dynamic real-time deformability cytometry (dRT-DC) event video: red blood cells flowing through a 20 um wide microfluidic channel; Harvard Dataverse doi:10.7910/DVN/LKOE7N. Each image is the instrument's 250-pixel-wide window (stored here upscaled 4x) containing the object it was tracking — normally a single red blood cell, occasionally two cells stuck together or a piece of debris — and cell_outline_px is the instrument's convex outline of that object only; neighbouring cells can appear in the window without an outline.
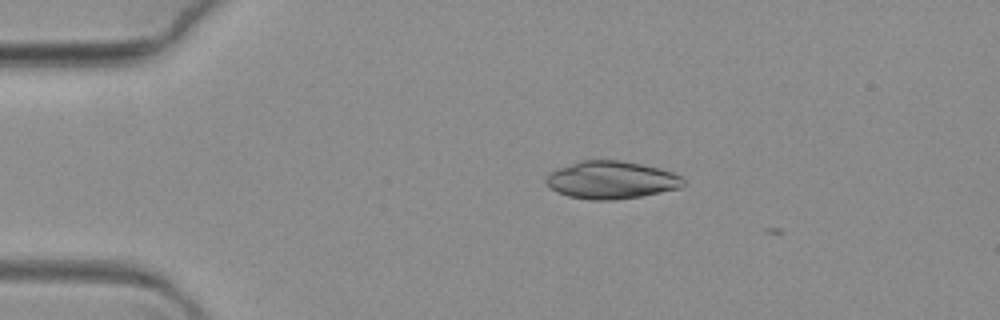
{"species": "common noctule bat (a hibernating species)", "species_latin": "Nyctalus noctula", "temperature_condition": "warm", "stored_images_in_passage": 2, "camera_frame_rate_fps": 3000, "um_per_image_px": 0.085, "animal": {"sex": "female", "body_mass_g": 19.3, "forearm_length_mm": 54.1}, "frame": {"image": 1, "passage_image": 1, "time_ms": 0.0, "image_size_px": [1000, 320], "cell_outline_px": [[688, 184], [680, 188], [640, 196], [616, 200], [592, 200], [568, 196], [556, 192], [544, 180], [552, 172], [560, 168], [580, 160], [620, 160], [660, 168], [672, 172], [680, 176]], "centroid_in_image_um": [52.0, 15.3], "position_along_channel_um": 33.0, "area_um2": 30.0}}